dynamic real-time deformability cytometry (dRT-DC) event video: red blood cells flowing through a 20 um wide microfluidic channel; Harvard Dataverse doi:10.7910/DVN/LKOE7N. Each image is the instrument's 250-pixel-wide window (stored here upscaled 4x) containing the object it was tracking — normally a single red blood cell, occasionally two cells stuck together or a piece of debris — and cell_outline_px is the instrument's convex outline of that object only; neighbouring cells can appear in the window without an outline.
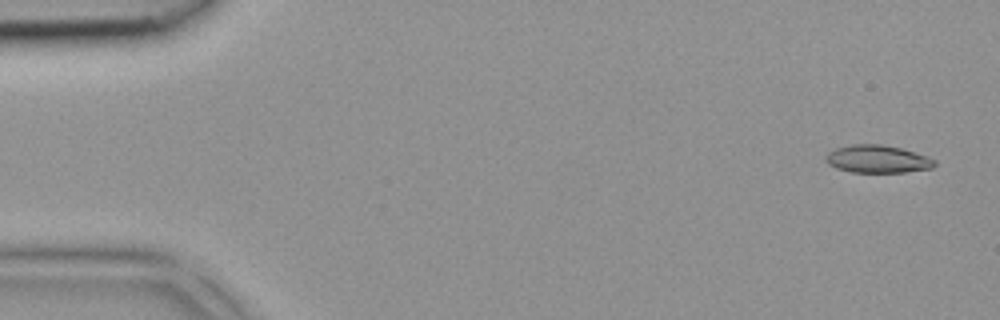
{"species": "common noctule bat (a hibernating species)", "species_latin": "Nyctalus noctula", "temperature_condition": "room temperature", "stored_images_in_passage": 40, "camera_frame_rate_fps": 3000, "um_per_image_px": 0.085, "animal": {"sex": "female", "body_mass_g": 18.4}, "frame": {"image": 1, "passage_image": 1, "time_ms": 0.0, "image_size_px": [1000, 320], "cell_outline_px": [[936, 164], [932, 168], [904, 172], [852, 172], [836, 168], [828, 164], [824, 160], [824, 156], [828, 152], [836, 148], [852, 144], [880, 144], [900, 148], [928, 156], [936, 160]], "centroid_in_image_um": [74.56, 13.52], "position_along_channel_um": 10.4, "area_um2": 17.63}}
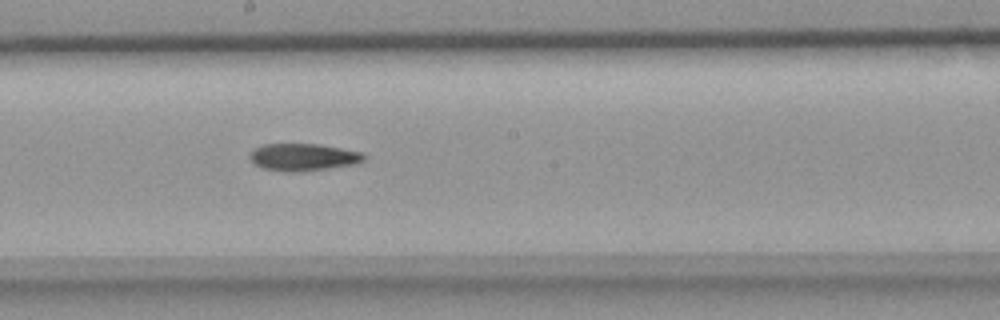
{"frame": {"image": 2, "passage_image": 22, "time_ms": 7.0, "image_size_px": [1000, 320], "cell_outline_px": [[368, 156], [364, 160], [356, 164], [300, 172], [288, 172], [264, 168], [256, 164], [248, 156], [252, 148], [260, 144], [320, 144], [364, 152]], "centroid_in_image_um": [25.8, 13.34], "position_along_channel_um": 222.4, "area_um2": 18.38}}
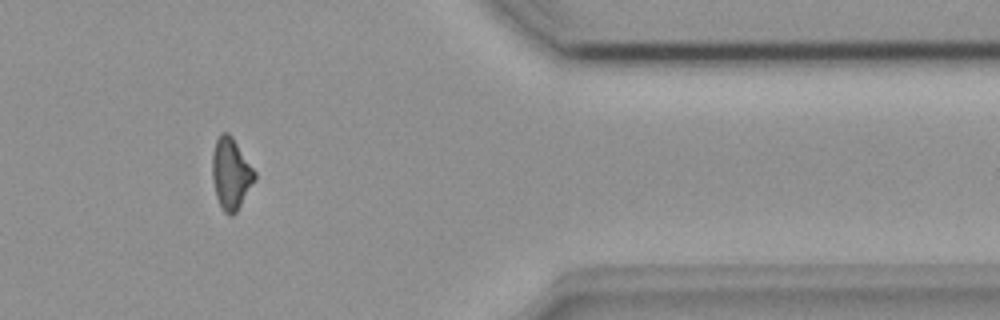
{"frame": {"image": 3, "passage_image": 34, "time_ms": 11.0, "image_size_px": [1000, 320], "cell_outline_px": [[256, 180], [236, 212], [232, 216], [228, 216], [224, 212], [216, 196], [212, 176], [212, 152], [216, 140], [220, 132], [228, 132], [232, 136], [256, 172]], "centroid_in_image_um": [19.63, 14.75], "position_along_channel_um": 391.8, "area_um2": 17.74}}